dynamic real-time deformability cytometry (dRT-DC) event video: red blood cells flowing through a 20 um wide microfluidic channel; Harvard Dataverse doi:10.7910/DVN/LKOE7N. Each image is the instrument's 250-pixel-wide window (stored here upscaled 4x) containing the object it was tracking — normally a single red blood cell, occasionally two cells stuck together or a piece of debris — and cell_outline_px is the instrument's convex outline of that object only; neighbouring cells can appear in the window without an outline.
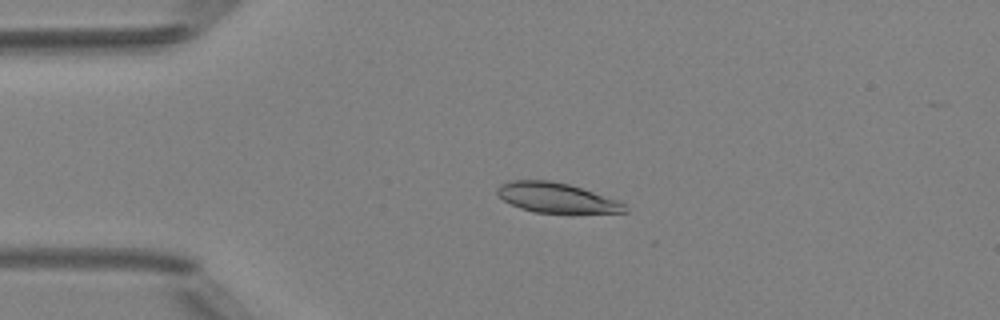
{"species": "Egyptian fruit bat (a non-hibernating species)", "species_latin": "Rousettus aegyptiacus", "temperature_condition": "room temperature", "stored_images_in_passage": 4, "camera_frame_rate_fps": 3000, "um_per_image_px": 0.085, "animal": {"sex": "female"}, "frame": {"image": 1, "passage_image": 4, "time_ms": 3.333, "image_size_px": [1000, 320], "cell_outline_px": [[628, 212], [532, 212], [520, 208], [504, 200], [496, 192], [496, 188], [500, 184], [512, 180], [548, 180], [568, 184], [616, 200], [624, 204]], "centroid_in_image_um": [47.22, 16.79], "position_along_channel_um": 37.8, "area_um2": 21.62}}